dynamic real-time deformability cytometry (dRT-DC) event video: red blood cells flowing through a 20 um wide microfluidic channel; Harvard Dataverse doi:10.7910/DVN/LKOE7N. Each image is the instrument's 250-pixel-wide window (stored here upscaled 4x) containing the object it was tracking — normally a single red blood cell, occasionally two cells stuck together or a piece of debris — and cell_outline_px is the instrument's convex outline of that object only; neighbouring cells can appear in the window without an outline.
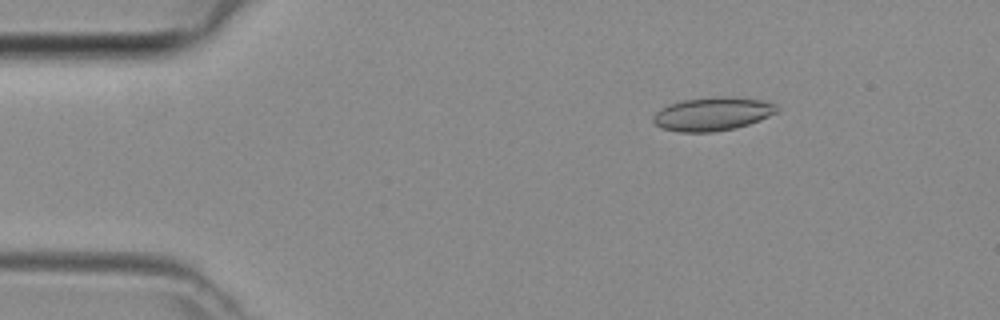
{"species": "common noctule bat (a hibernating species)", "species_latin": "Nyctalus noctula", "temperature_condition": "room temperature", "stored_images_in_passage": 37, "camera_frame_rate_fps": 3000, "um_per_image_px": 0.085, "animal": {"sex": "female", "body_mass_g": 29.2, "forearm_length_mm": 56.3}, "frame": {"image": 1, "passage_image": 7, "time_ms": 2.0, "image_size_px": [1000, 320], "cell_outline_px": [[780, 108], [776, 112], [760, 120], [736, 128], [712, 132], [680, 132], [660, 128], [652, 120], [652, 116], [660, 108], [684, 100], [760, 100], [776, 104]], "centroid_in_image_um": [60.51, 9.76], "position_along_channel_um": 24.5, "area_um2": 22.83}}
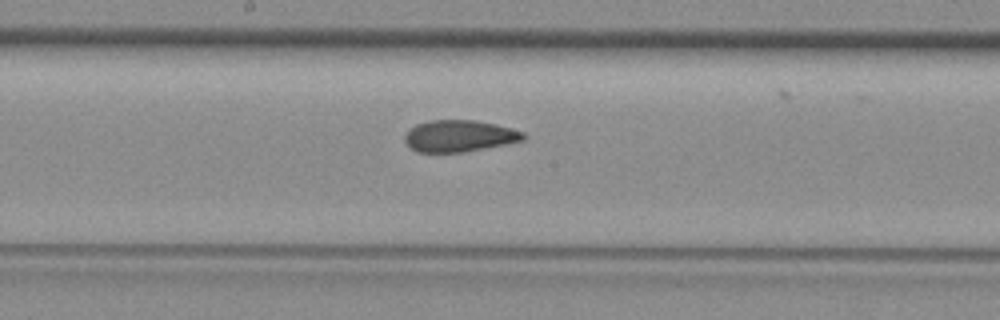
{"frame": {"image": 2, "passage_image": 24, "time_ms": 7.667, "image_size_px": [1000, 320], "cell_outline_px": [[528, 136], [524, 140], [464, 152], [416, 152], [404, 140], [404, 136], [408, 128], [416, 124], [432, 120], [472, 120], [492, 124], [524, 132]], "centroid_in_image_um": [39.0, 11.56], "position_along_channel_um": 209.2, "area_um2": 21.68}}
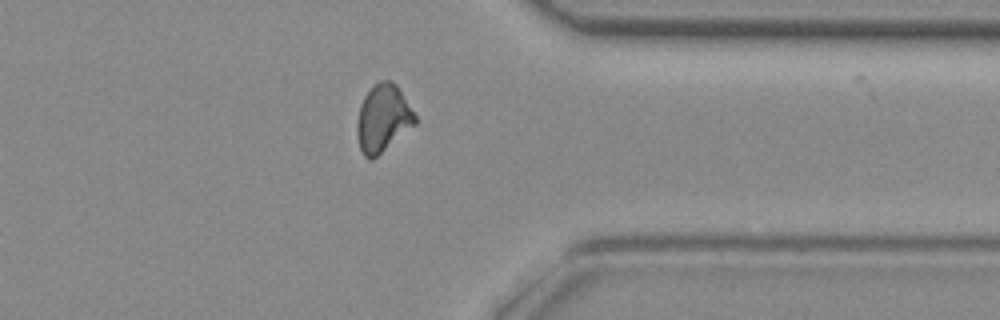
{"frame": {"image": 3, "passage_image": 36, "time_ms": 11.667, "image_size_px": [1000, 320], "cell_outline_px": [[416, 124], [372, 160], [368, 160], [364, 156], [360, 148], [356, 132], [356, 124], [360, 104], [364, 96], [380, 80], [388, 80], [396, 84], [416, 116]], "centroid_in_image_um": [32.53, 10.08], "position_along_channel_um": 378.9, "area_um2": 22.6}}